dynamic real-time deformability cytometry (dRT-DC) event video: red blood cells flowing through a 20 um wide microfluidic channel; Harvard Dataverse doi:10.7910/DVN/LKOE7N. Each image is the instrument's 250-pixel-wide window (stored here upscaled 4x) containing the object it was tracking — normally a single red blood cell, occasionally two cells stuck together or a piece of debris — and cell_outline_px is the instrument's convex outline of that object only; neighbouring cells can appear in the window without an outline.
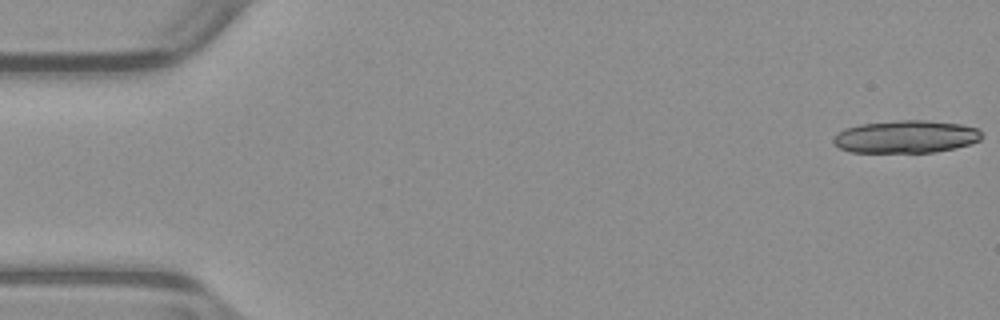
{"species": "common noctule bat (a hibernating species)", "species_latin": "Nyctalus noctula", "temperature_condition": "warm", "stored_images_in_passage": 18, "camera_frame_rate_fps": 3000, "um_per_image_px": 0.085, "animal": {"sex": "male", "body_mass_g": 23.1, "forearm_length_mm": 52.7}, "frame": {"image": 1, "passage_image": 1, "time_ms": 0.0, "image_size_px": [1000, 320], "cell_outline_px": [[984, 136], [980, 140], [972, 144], [956, 148], [936, 152], [852, 152], [840, 148], [832, 140], [844, 128], [860, 124], [900, 120], [924, 120], [960, 124], [976, 128]], "centroid_in_image_um": [77.05, 11.62], "position_along_channel_um": 8.0, "area_um2": 28.15}}